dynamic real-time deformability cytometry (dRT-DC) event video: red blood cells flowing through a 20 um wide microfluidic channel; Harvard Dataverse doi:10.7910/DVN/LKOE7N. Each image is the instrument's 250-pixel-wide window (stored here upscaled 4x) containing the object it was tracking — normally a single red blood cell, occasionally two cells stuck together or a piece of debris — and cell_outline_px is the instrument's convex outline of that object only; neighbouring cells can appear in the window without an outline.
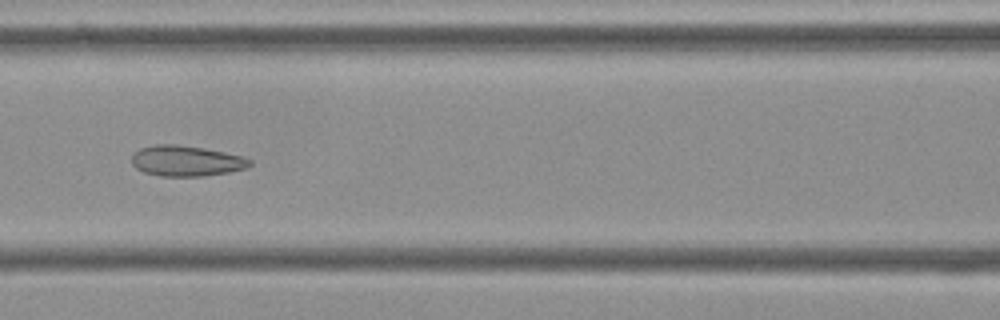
{"species": "Egyptian fruit bat (a non-hibernating species)", "species_latin": "Rousettus aegyptiacus", "temperature_condition": "cold", "stored_images_in_passage": 9, "camera_frame_rate_fps": 3000, "um_per_image_px": 0.085, "frame": {"image": 1, "passage_image": 7, "time_ms": 2.0, "image_size_px": [1000, 320], "cell_outline_px": [[252, 164], [248, 168], [228, 172], [204, 176], [160, 176], [144, 172], [136, 168], [132, 164], [132, 156], [140, 148], [152, 144], [176, 144], [204, 148], [244, 156], [252, 160]], "centroid_in_image_um": [15.85, 13.67], "position_along_channel_um": 150.7, "area_um2": 21.21}}
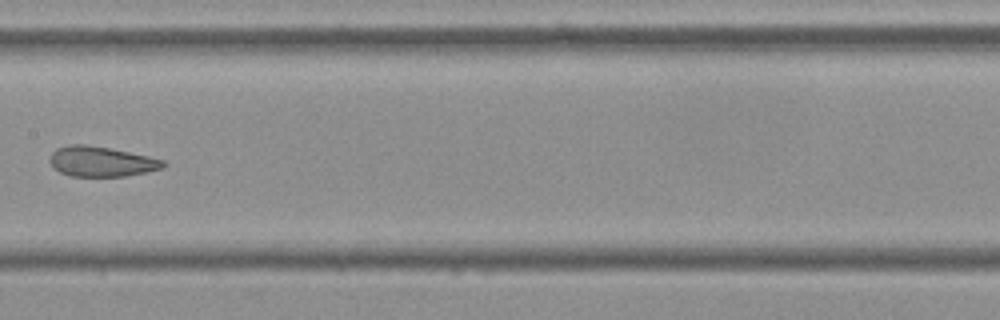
{"frame": {"image": 2, "passage_image": 8, "time_ms": 2.333, "image_size_px": [1000, 320], "cell_outline_px": [[168, 164], [164, 168], [148, 172], [124, 176], [72, 176], [60, 172], [52, 168], [48, 160], [52, 152], [56, 148], [68, 144], [84, 144], [108, 148], [148, 156], [164, 160]], "centroid_in_image_um": [8.6, 13.73], "position_along_channel_um": 198.8, "area_um2": 20.06}}
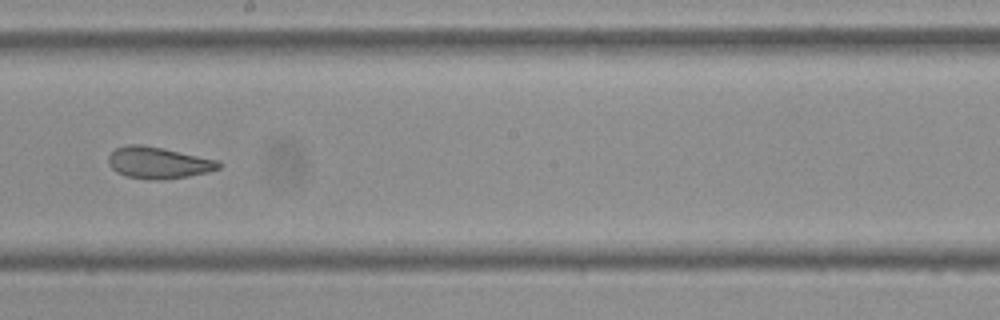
{"frame": {"image": 3, "passage_image": 9, "time_ms": 2.667, "image_size_px": [1000, 320], "cell_outline_px": [[224, 164], [220, 168], [208, 172], [188, 176], [164, 180], [152, 180], [124, 176], [116, 172], [108, 164], [108, 156], [116, 148], [128, 144], [144, 144], [220, 160]], "centroid_in_image_um": [13.48, 13.83], "position_along_channel_um": 234.7, "area_um2": 20.69}}